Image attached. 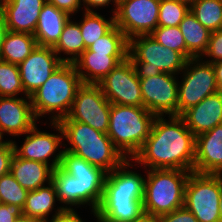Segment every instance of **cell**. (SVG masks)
Returning a JSON list of instances; mask_svg holds the SVG:
<instances>
[{"instance_id": "obj_23", "label": "cell", "mask_w": 222, "mask_h": 222, "mask_svg": "<svg viewBox=\"0 0 222 222\" xmlns=\"http://www.w3.org/2000/svg\"><path fill=\"white\" fill-rule=\"evenodd\" d=\"M59 204L55 186L50 182L36 190L28 191L22 210L24 215L35 218L40 222H46L64 210L62 205Z\"/></svg>"}, {"instance_id": "obj_28", "label": "cell", "mask_w": 222, "mask_h": 222, "mask_svg": "<svg viewBox=\"0 0 222 222\" xmlns=\"http://www.w3.org/2000/svg\"><path fill=\"white\" fill-rule=\"evenodd\" d=\"M52 183L59 203L64 209H80V185L77 178L59 166L53 170Z\"/></svg>"}, {"instance_id": "obj_42", "label": "cell", "mask_w": 222, "mask_h": 222, "mask_svg": "<svg viewBox=\"0 0 222 222\" xmlns=\"http://www.w3.org/2000/svg\"><path fill=\"white\" fill-rule=\"evenodd\" d=\"M77 211L78 209H64L46 222H86Z\"/></svg>"}, {"instance_id": "obj_6", "label": "cell", "mask_w": 222, "mask_h": 222, "mask_svg": "<svg viewBox=\"0 0 222 222\" xmlns=\"http://www.w3.org/2000/svg\"><path fill=\"white\" fill-rule=\"evenodd\" d=\"M155 117L145 107L111 104L107 135L126 159H133L150 135Z\"/></svg>"}, {"instance_id": "obj_17", "label": "cell", "mask_w": 222, "mask_h": 222, "mask_svg": "<svg viewBox=\"0 0 222 222\" xmlns=\"http://www.w3.org/2000/svg\"><path fill=\"white\" fill-rule=\"evenodd\" d=\"M62 63L53 47L37 45L18 65L25 94L33 95Z\"/></svg>"}, {"instance_id": "obj_10", "label": "cell", "mask_w": 222, "mask_h": 222, "mask_svg": "<svg viewBox=\"0 0 222 222\" xmlns=\"http://www.w3.org/2000/svg\"><path fill=\"white\" fill-rule=\"evenodd\" d=\"M37 125L36 123L23 135L25 138L23 137V143L21 142L20 146H18L16 140H12L14 152L18 157L42 162L56 169L61 165L64 152L61 126L58 122H49L50 128L55 132L57 131L56 133H50L47 130L42 131Z\"/></svg>"}, {"instance_id": "obj_25", "label": "cell", "mask_w": 222, "mask_h": 222, "mask_svg": "<svg viewBox=\"0 0 222 222\" xmlns=\"http://www.w3.org/2000/svg\"><path fill=\"white\" fill-rule=\"evenodd\" d=\"M186 44V59L201 58L205 53L211 32L204 27L191 11L179 24Z\"/></svg>"}, {"instance_id": "obj_1", "label": "cell", "mask_w": 222, "mask_h": 222, "mask_svg": "<svg viewBox=\"0 0 222 222\" xmlns=\"http://www.w3.org/2000/svg\"><path fill=\"white\" fill-rule=\"evenodd\" d=\"M195 146L196 136L181 116H156L150 135L133 160L140 165V170L178 169L194 172Z\"/></svg>"}, {"instance_id": "obj_43", "label": "cell", "mask_w": 222, "mask_h": 222, "mask_svg": "<svg viewBox=\"0 0 222 222\" xmlns=\"http://www.w3.org/2000/svg\"><path fill=\"white\" fill-rule=\"evenodd\" d=\"M217 86L220 91H222V61H217L213 63Z\"/></svg>"}, {"instance_id": "obj_24", "label": "cell", "mask_w": 222, "mask_h": 222, "mask_svg": "<svg viewBox=\"0 0 222 222\" xmlns=\"http://www.w3.org/2000/svg\"><path fill=\"white\" fill-rule=\"evenodd\" d=\"M53 168L45 163L23 159L14 154L10 173L28 191L52 182Z\"/></svg>"}, {"instance_id": "obj_39", "label": "cell", "mask_w": 222, "mask_h": 222, "mask_svg": "<svg viewBox=\"0 0 222 222\" xmlns=\"http://www.w3.org/2000/svg\"><path fill=\"white\" fill-rule=\"evenodd\" d=\"M48 3L53 4L59 10L68 13L74 17L80 11H84L82 0H46ZM77 13V14H76Z\"/></svg>"}, {"instance_id": "obj_13", "label": "cell", "mask_w": 222, "mask_h": 222, "mask_svg": "<svg viewBox=\"0 0 222 222\" xmlns=\"http://www.w3.org/2000/svg\"><path fill=\"white\" fill-rule=\"evenodd\" d=\"M160 0H119L115 25L126 38L150 35L158 26Z\"/></svg>"}, {"instance_id": "obj_18", "label": "cell", "mask_w": 222, "mask_h": 222, "mask_svg": "<svg viewBox=\"0 0 222 222\" xmlns=\"http://www.w3.org/2000/svg\"><path fill=\"white\" fill-rule=\"evenodd\" d=\"M194 172L222 175V124L196 136Z\"/></svg>"}, {"instance_id": "obj_38", "label": "cell", "mask_w": 222, "mask_h": 222, "mask_svg": "<svg viewBox=\"0 0 222 222\" xmlns=\"http://www.w3.org/2000/svg\"><path fill=\"white\" fill-rule=\"evenodd\" d=\"M157 222H198L191 211L185 207L174 210L171 213L158 217Z\"/></svg>"}, {"instance_id": "obj_16", "label": "cell", "mask_w": 222, "mask_h": 222, "mask_svg": "<svg viewBox=\"0 0 222 222\" xmlns=\"http://www.w3.org/2000/svg\"><path fill=\"white\" fill-rule=\"evenodd\" d=\"M36 123L41 122L35 117L30 96L0 97V140H7L6 136L19 139Z\"/></svg>"}, {"instance_id": "obj_36", "label": "cell", "mask_w": 222, "mask_h": 222, "mask_svg": "<svg viewBox=\"0 0 222 222\" xmlns=\"http://www.w3.org/2000/svg\"><path fill=\"white\" fill-rule=\"evenodd\" d=\"M201 59L212 64L222 61V29L211 32L208 47Z\"/></svg>"}, {"instance_id": "obj_34", "label": "cell", "mask_w": 222, "mask_h": 222, "mask_svg": "<svg viewBox=\"0 0 222 222\" xmlns=\"http://www.w3.org/2000/svg\"><path fill=\"white\" fill-rule=\"evenodd\" d=\"M28 190L23 188L9 172L0 177V203L14 204L23 209Z\"/></svg>"}, {"instance_id": "obj_32", "label": "cell", "mask_w": 222, "mask_h": 222, "mask_svg": "<svg viewBox=\"0 0 222 222\" xmlns=\"http://www.w3.org/2000/svg\"><path fill=\"white\" fill-rule=\"evenodd\" d=\"M27 96L24 92L18 65L0 59V97Z\"/></svg>"}, {"instance_id": "obj_12", "label": "cell", "mask_w": 222, "mask_h": 222, "mask_svg": "<svg viewBox=\"0 0 222 222\" xmlns=\"http://www.w3.org/2000/svg\"><path fill=\"white\" fill-rule=\"evenodd\" d=\"M111 103L98 84H82L76 92L67 117L59 121H78L107 134Z\"/></svg>"}, {"instance_id": "obj_30", "label": "cell", "mask_w": 222, "mask_h": 222, "mask_svg": "<svg viewBox=\"0 0 222 222\" xmlns=\"http://www.w3.org/2000/svg\"><path fill=\"white\" fill-rule=\"evenodd\" d=\"M190 11L210 32L222 29V3L220 0H196Z\"/></svg>"}, {"instance_id": "obj_48", "label": "cell", "mask_w": 222, "mask_h": 222, "mask_svg": "<svg viewBox=\"0 0 222 222\" xmlns=\"http://www.w3.org/2000/svg\"><path fill=\"white\" fill-rule=\"evenodd\" d=\"M178 1L187 3L188 5H191V4H192L194 1H196V0H178Z\"/></svg>"}, {"instance_id": "obj_46", "label": "cell", "mask_w": 222, "mask_h": 222, "mask_svg": "<svg viewBox=\"0 0 222 222\" xmlns=\"http://www.w3.org/2000/svg\"><path fill=\"white\" fill-rule=\"evenodd\" d=\"M138 222H157V220L154 218H150V217L145 216L142 220H140Z\"/></svg>"}, {"instance_id": "obj_49", "label": "cell", "mask_w": 222, "mask_h": 222, "mask_svg": "<svg viewBox=\"0 0 222 222\" xmlns=\"http://www.w3.org/2000/svg\"><path fill=\"white\" fill-rule=\"evenodd\" d=\"M1 6H2V0H0V10H1Z\"/></svg>"}, {"instance_id": "obj_26", "label": "cell", "mask_w": 222, "mask_h": 222, "mask_svg": "<svg viewBox=\"0 0 222 222\" xmlns=\"http://www.w3.org/2000/svg\"><path fill=\"white\" fill-rule=\"evenodd\" d=\"M73 18L65 24L59 41L53 47L63 63H73L86 50L79 23L75 21L77 18Z\"/></svg>"}, {"instance_id": "obj_29", "label": "cell", "mask_w": 222, "mask_h": 222, "mask_svg": "<svg viewBox=\"0 0 222 222\" xmlns=\"http://www.w3.org/2000/svg\"><path fill=\"white\" fill-rule=\"evenodd\" d=\"M78 16H81L77 22L86 49L115 26L114 14L105 18V15H101L99 12L82 11Z\"/></svg>"}, {"instance_id": "obj_8", "label": "cell", "mask_w": 222, "mask_h": 222, "mask_svg": "<svg viewBox=\"0 0 222 222\" xmlns=\"http://www.w3.org/2000/svg\"><path fill=\"white\" fill-rule=\"evenodd\" d=\"M221 194V174L190 172L185 186L184 207L192 212L198 222H221Z\"/></svg>"}, {"instance_id": "obj_15", "label": "cell", "mask_w": 222, "mask_h": 222, "mask_svg": "<svg viewBox=\"0 0 222 222\" xmlns=\"http://www.w3.org/2000/svg\"><path fill=\"white\" fill-rule=\"evenodd\" d=\"M143 107L155 116H178V76L169 73L140 79Z\"/></svg>"}, {"instance_id": "obj_9", "label": "cell", "mask_w": 222, "mask_h": 222, "mask_svg": "<svg viewBox=\"0 0 222 222\" xmlns=\"http://www.w3.org/2000/svg\"><path fill=\"white\" fill-rule=\"evenodd\" d=\"M219 91L213 64L201 58L188 59L178 74V116Z\"/></svg>"}, {"instance_id": "obj_3", "label": "cell", "mask_w": 222, "mask_h": 222, "mask_svg": "<svg viewBox=\"0 0 222 222\" xmlns=\"http://www.w3.org/2000/svg\"><path fill=\"white\" fill-rule=\"evenodd\" d=\"M63 132L64 151L70 152L107 173L119 167L126 158L106 133L78 121H58Z\"/></svg>"}, {"instance_id": "obj_2", "label": "cell", "mask_w": 222, "mask_h": 222, "mask_svg": "<svg viewBox=\"0 0 222 222\" xmlns=\"http://www.w3.org/2000/svg\"><path fill=\"white\" fill-rule=\"evenodd\" d=\"M138 167L133 159H126L107 173L102 199L95 211L97 222H138L145 217V174L139 173Z\"/></svg>"}, {"instance_id": "obj_4", "label": "cell", "mask_w": 222, "mask_h": 222, "mask_svg": "<svg viewBox=\"0 0 222 222\" xmlns=\"http://www.w3.org/2000/svg\"><path fill=\"white\" fill-rule=\"evenodd\" d=\"M82 84L74 64L62 63L30 96L37 120L40 122L41 118H46L49 122H58L67 117Z\"/></svg>"}, {"instance_id": "obj_19", "label": "cell", "mask_w": 222, "mask_h": 222, "mask_svg": "<svg viewBox=\"0 0 222 222\" xmlns=\"http://www.w3.org/2000/svg\"><path fill=\"white\" fill-rule=\"evenodd\" d=\"M46 0H2L7 30L34 34L39 14Z\"/></svg>"}, {"instance_id": "obj_47", "label": "cell", "mask_w": 222, "mask_h": 222, "mask_svg": "<svg viewBox=\"0 0 222 222\" xmlns=\"http://www.w3.org/2000/svg\"><path fill=\"white\" fill-rule=\"evenodd\" d=\"M219 211H220V221L222 222V194L219 202Z\"/></svg>"}, {"instance_id": "obj_41", "label": "cell", "mask_w": 222, "mask_h": 222, "mask_svg": "<svg viewBox=\"0 0 222 222\" xmlns=\"http://www.w3.org/2000/svg\"><path fill=\"white\" fill-rule=\"evenodd\" d=\"M22 214L23 210L18 205L0 203V222H14Z\"/></svg>"}, {"instance_id": "obj_37", "label": "cell", "mask_w": 222, "mask_h": 222, "mask_svg": "<svg viewBox=\"0 0 222 222\" xmlns=\"http://www.w3.org/2000/svg\"><path fill=\"white\" fill-rule=\"evenodd\" d=\"M14 154L12 140H0V177L10 172Z\"/></svg>"}, {"instance_id": "obj_14", "label": "cell", "mask_w": 222, "mask_h": 222, "mask_svg": "<svg viewBox=\"0 0 222 222\" xmlns=\"http://www.w3.org/2000/svg\"><path fill=\"white\" fill-rule=\"evenodd\" d=\"M111 104L143 107L140 79L127 57L98 84Z\"/></svg>"}, {"instance_id": "obj_33", "label": "cell", "mask_w": 222, "mask_h": 222, "mask_svg": "<svg viewBox=\"0 0 222 222\" xmlns=\"http://www.w3.org/2000/svg\"><path fill=\"white\" fill-rule=\"evenodd\" d=\"M190 11V5L178 0H160L158 26H179Z\"/></svg>"}, {"instance_id": "obj_20", "label": "cell", "mask_w": 222, "mask_h": 222, "mask_svg": "<svg viewBox=\"0 0 222 222\" xmlns=\"http://www.w3.org/2000/svg\"><path fill=\"white\" fill-rule=\"evenodd\" d=\"M181 117L195 136L222 124V91L205 97L199 104L186 110Z\"/></svg>"}, {"instance_id": "obj_35", "label": "cell", "mask_w": 222, "mask_h": 222, "mask_svg": "<svg viewBox=\"0 0 222 222\" xmlns=\"http://www.w3.org/2000/svg\"><path fill=\"white\" fill-rule=\"evenodd\" d=\"M150 35L164 47L175 50L186 58V44L178 26H157Z\"/></svg>"}, {"instance_id": "obj_45", "label": "cell", "mask_w": 222, "mask_h": 222, "mask_svg": "<svg viewBox=\"0 0 222 222\" xmlns=\"http://www.w3.org/2000/svg\"><path fill=\"white\" fill-rule=\"evenodd\" d=\"M14 222H40L35 218H31L27 215L22 214L20 217H17Z\"/></svg>"}, {"instance_id": "obj_21", "label": "cell", "mask_w": 222, "mask_h": 222, "mask_svg": "<svg viewBox=\"0 0 222 222\" xmlns=\"http://www.w3.org/2000/svg\"><path fill=\"white\" fill-rule=\"evenodd\" d=\"M128 56H108V53L84 51L74 62L84 84H99L119 63Z\"/></svg>"}, {"instance_id": "obj_40", "label": "cell", "mask_w": 222, "mask_h": 222, "mask_svg": "<svg viewBox=\"0 0 222 222\" xmlns=\"http://www.w3.org/2000/svg\"><path fill=\"white\" fill-rule=\"evenodd\" d=\"M82 1H83L84 11H89V12H97V10L100 11L101 8L107 9L108 7H110V4L112 3L111 6L113 8L111 9L110 7L109 10L111 11H107V12H111L112 14H115L117 10V6H118L117 0H82Z\"/></svg>"}, {"instance_id": "obj_11", "label": "cell", "mask_w": 222, "mask_h": 222, "mask_svg": "<svg viewBox=\"0 0 222 222\" xmlns=\"http://www.w3.org/2000/svg\"><path fill=\"white\" fill-rule=\"evenodd\" d=\"M60 167L78 179L80 185V208L90 210L91 216L97 221L95 211L102 199L107 172L91 165L83 158L64 151Z\"/></svg>"}, {"instance_id": "obj_22", "label": "cell", "mask_w": 222, "mask_h": 222, "mask_svg": "<svg viewBox=\"0 0 222 222\" xmlns=\"http://www.w3.org/2000/svg\"><path fill=\"white\" fill-rule=\"evenodd\" d=\"M71 17L68 13L46 2L40 11L33 34L37 45L54 47L60 39L65 24Z\"/></svg>"}, {"instance_id": "obj_7", "label": "cell", "mask_w": 222, "mask_h": 222, "mask_svg": "<svg viewBox=\"0 0 222 222\" xmlns=\"http://www.w3.org/2000/svg\"><path fill=\"white\" fill-rule=\"evenodd\" d=\"M128 58L132 61L139 79L160 73L178 76L187 63V59L181 53L164 47L151 35L130 38Z\"/></svg>"}, {"instance_id": "obj_27", "label": "cell", "mask_w": 222, "mask_h": 222, "mask_svg": "<svg viewBox=\"0 0 222 222\" xmlns=\"http://www.w3.org/2000/svg\"><path fill=\"white\" fill-rule=\"evenodd\" d=\"M36 46L37 41L32 34L7 31L0 50V59L19 65Z\"/></svg>"}, {"instance_id": "obj_44", "label": "cell", "mask_w": 222, "mask_h": 222, "mask_svg": "<svg viewBox=\"0 0 222 222\" xmlns=\"http://www.w3.org/2000/svg\"><path fill=\"white\" fill-rule=\"evenodd\" d=\"M7 31L8 30L5 23V18H4L2 10H0V50H1L2 43H3L4 37Z\"/></svg>"}, {"instance_id": "obj_5", "label": "cell", "mask_w": 222, "mask_h": 222, "mask_svg": "<svg viewBox=\"0 0 222 222\" xmlns=\"http://www.w3.org/2000/svg\"><path fill=\"white\" fill-rule=\"evenodd\" d=\"M143 210L146 217L157 219L184 207L185 186L190 171L178 169L145 170Z\"/></svg>"}, {"instance_id": "obj_31", "label": "cell", "mask_w": 222, "mask_h": 222, "mask_svg": "<svg viewBox=\"0 0 222 222\" xmlns=\"http://www.w3.org/2000/svg\"><path fill=\"white\" fill-rule=\"evenodd\" d=\"M85 51L108 53V56H128V39L122 30L115 25Z\"/></svg>"}]
</instances>
